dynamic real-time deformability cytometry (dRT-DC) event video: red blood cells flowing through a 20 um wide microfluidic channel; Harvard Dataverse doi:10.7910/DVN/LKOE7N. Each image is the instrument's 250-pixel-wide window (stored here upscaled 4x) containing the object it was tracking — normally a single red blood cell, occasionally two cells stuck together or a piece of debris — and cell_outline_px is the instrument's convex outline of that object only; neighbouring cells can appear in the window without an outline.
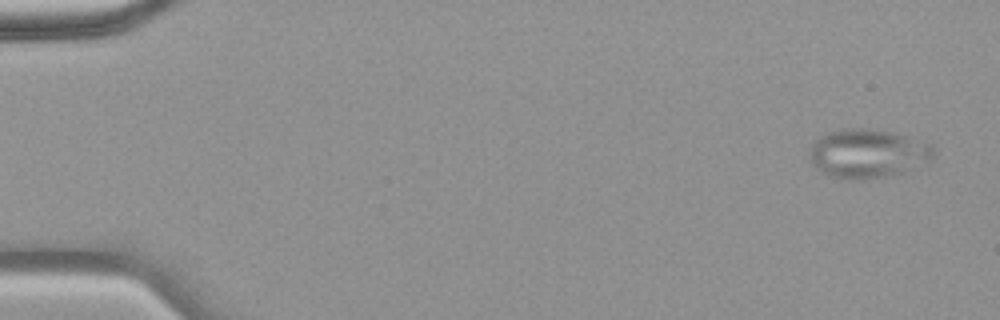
{"species": "common noctule bat (a hibernating species)", "species_latin": "Nyctalus noctula", "temperature_condition": "warm", "stored_images_in_passage": 6, "camera_frame_rate_fps": 3000, "um_per_image_px": 0.085, "animal": {"sex": "female", "body_mass_g": 18.4}, "frame": {"image": 1, "passage_image": 1, "time_ms": 0.0, "image_size_px": [1000, 320], "cell_outline_px": [[936, 156], [904, 172], [884, 176], [832, 176], [816, 168], [812, 160], [812, 144], [820, 136], [828, 132], [848, 128], [876, 128], [892, 132], [932, 144], [936, 148]], "centroid_in_image_um": [73.83, 12.98], "position_along_channel_um": 11.2, "area_um2": 34.16}}